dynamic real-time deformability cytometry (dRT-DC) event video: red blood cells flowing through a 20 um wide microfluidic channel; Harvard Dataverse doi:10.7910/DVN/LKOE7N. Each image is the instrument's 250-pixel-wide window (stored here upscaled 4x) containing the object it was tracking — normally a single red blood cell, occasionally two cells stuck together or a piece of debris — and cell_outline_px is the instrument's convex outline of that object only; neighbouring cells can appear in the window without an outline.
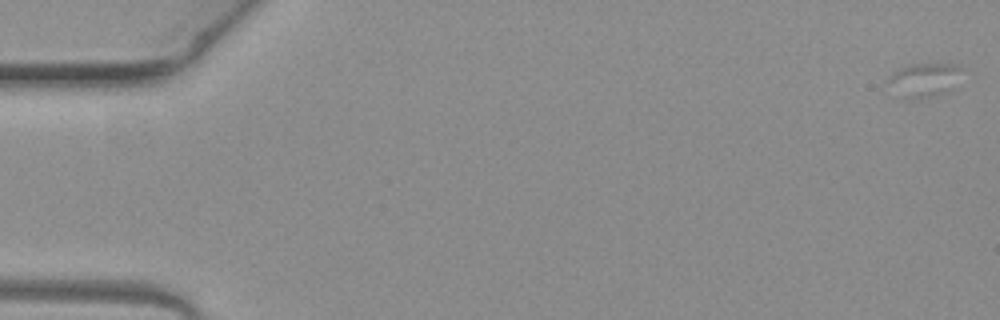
{"species": "common noctule bat (a hibernating species)", "species_latin": "Nyctalus noctula", "temperature_condition": "warm", "stored_images_in_passage": 3, "camera_frame_rate_fps": 3000, "um_per_image_px": 0.085, "animal": {"sex": "female", "body_mass_g": 19.3, "forearm_length_mm": 54.1}, "frame": {"image": 1, "passage_image": 1, "time_ms": 0.0, "image_size_px": [1000, 320], "cell_outline_px": [[964, 68], [956, 88], [948, 92], [936, 96], [920, 100], [908, 100], [900, 96], [884, 84], [884, 80], [892, 72], [900, 68], [912, 64], [960, 64]], "centroid_in_image_um": [78.56, 6.83], "position_along_channel_um": 6.4, "area_um2": 15.66}}